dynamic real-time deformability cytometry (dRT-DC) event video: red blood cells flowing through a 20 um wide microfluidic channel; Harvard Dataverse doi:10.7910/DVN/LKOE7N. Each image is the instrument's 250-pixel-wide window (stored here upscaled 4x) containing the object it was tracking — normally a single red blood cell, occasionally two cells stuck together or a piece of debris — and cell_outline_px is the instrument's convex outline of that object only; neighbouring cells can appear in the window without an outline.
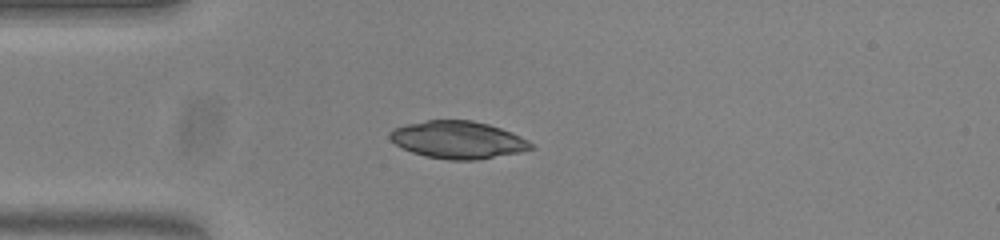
{"species": "common noctule bat (a hibernating species)", "species_latin": "Nyctalus noctula", "temperature_condition": "warm", "stored_images_in_passage": 35, "camera_frame_rate_fps": 3000, "um_per_image_px": 0.085, "animal": {"sex": "female", "body_mass_g": 23.0, "forearm_length_mm": 53.4}, "frame": {"image": 1, "passage_image": 1, "time_ms": 0.0, "image_size_px": [1000, 240], "cell_outline_px": [[536, 148], [520, 152], [476, 160], [448, 160], [424, 156], [412, 152], [396, 144], [388, 136], [388, 132], [392, 128], [404, 124], [428, 120], [472, 120], [488, 124], [512, 132], [528, 140]], "centroid_in_image_um": [38.91, 11.88], "position_along_channel_um": 46.1, "area_um2": 30.92}}
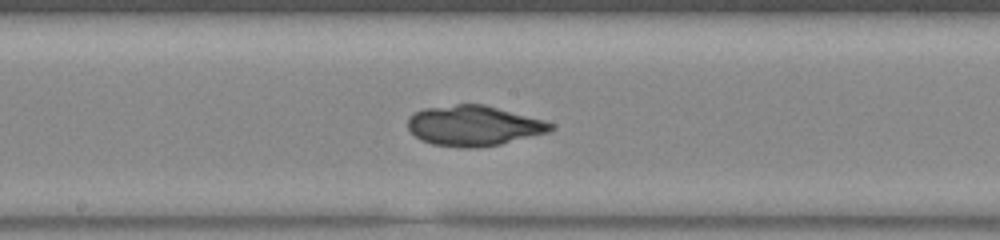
{"frame": {"image": 2, "passage_image": 15, "time_ms": 4.667, "image_size_px": [1000, 240], "cell_outline_px": [[556, 128], [548, 132], [500, 144], [476, 148], [464, 148], [432, 144], [420, 140], [408, 128], [408, 116], [424, 108], [456, 104], [484, 104], [544, 120], [556, 124]], "centroid_in_image_um": [40.27, 10.68], "position_along_channel_um": 207.9, "area_um2": 33.58}}
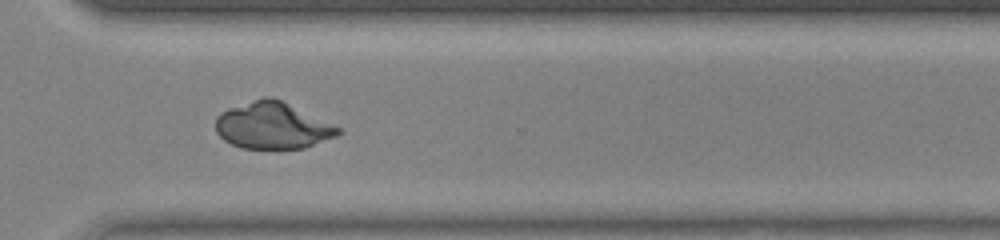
{"frame": {"image": 3, "passage_image": 26, "time_ms": 8.333, "image_size_px": [1000, 240], "cell_outline_px": [[340, 132], [336, 136], [304, 148], [240, 148], [224, 140], [216, 132], [216, 116], [220, 112], [228, 108], [264, 96], [272, 96], [340, 128]], "centroid_in_image_um": [23.11, 10.67], "position_along_channel_um": 347.5, "area_um2": 32.89}}